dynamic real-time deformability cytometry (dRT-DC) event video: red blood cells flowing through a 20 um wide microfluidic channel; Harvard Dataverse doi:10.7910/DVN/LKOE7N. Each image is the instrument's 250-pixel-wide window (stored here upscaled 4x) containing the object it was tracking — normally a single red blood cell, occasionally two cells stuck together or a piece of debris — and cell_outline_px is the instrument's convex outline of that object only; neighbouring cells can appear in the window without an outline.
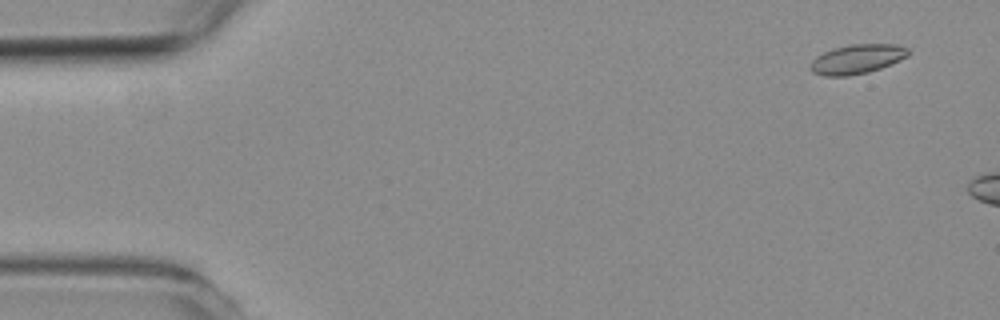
{"species": "common noctule bat (a hibernating species)", "species_latin": "Nyctalus noctula", "temperature_condition": "room temperature", "stored_images_in_passage": 9, "camera_frame_rate_fps": 3000, "um_per_image_px": 0.085, "animal": {"sex": "female", "body_mass_g": 19.3, "forearm_length_mm": 54.1}, "frame": {"image": 1, "passage_image": 4, "time_ms": 1.0, "image_size_px": [1000, 320], "cell_outline_px": [[912, 52], [908, 56], [900, 60], [880, 68], [868, 72], [848, 76], [824, 76], [812, 72], [808, 68], [808, 64], [816, 56], [832, 48], [848, 44], [896, 44], [908, 48]], "centroid_in_image_um": [72.82, 5.02], "position_along_channel_um": 12.2, "area_um2": 17.05}}